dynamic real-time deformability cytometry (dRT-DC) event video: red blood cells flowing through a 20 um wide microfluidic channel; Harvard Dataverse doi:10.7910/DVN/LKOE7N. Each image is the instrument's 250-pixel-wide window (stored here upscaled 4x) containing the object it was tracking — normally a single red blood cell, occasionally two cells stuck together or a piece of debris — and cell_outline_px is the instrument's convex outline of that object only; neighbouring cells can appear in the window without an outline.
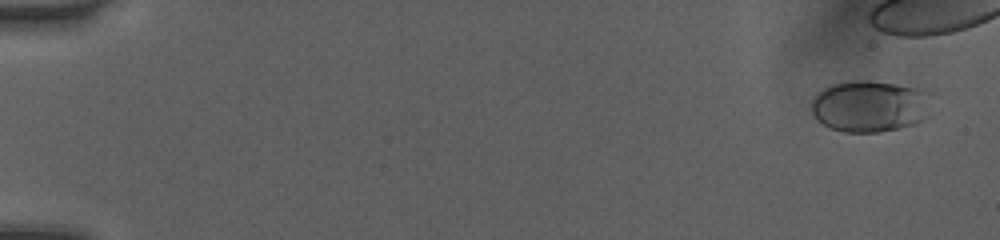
{"species": "human", "species_latin": "Homo sapiens", "temperature_condition": "room temperature", "stored_images_in_passage": 43, "camera_frame_rate_fps": 3000, "um_per_image_px": 0.085, "donor": {"sex": "female"}, "frame": {"image": 1, "passage_image": 3, "time_ms": 0.667, "image_size_px": [1000, 240], "cell_outline_px": [[932, 92], [928, 116], [924, 120], [916, 124], [900, 128], [880, 132], [844, 132], [828, 128], [816, 120], [812, 112], [812, 100], [824, 88], [832, 84], [848, 80], [864, 80], [928, 88]], "centroid_in_image_um": [74.01, 9.02], "position_along_channel_um": 11.0, "area_um2": 36.99}}
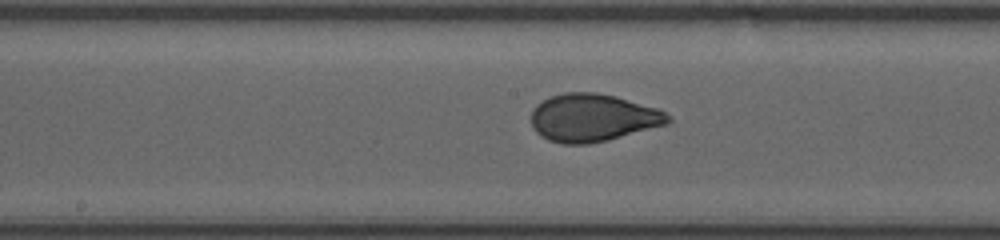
{"frame": {"image": 2, "passage_image": 29, "time_ms": 9.333, "image_size_px": [1000, 240], "cell_outline_px": [[672, 120], [668, 124], [608, 140], [588, 144], [560, 144], [548, 140], [540, 136], [532, 128], [532, 108], [536, 104], [552, 96], [564, 92], [596, 92], [616, 96], [660, 108], [672, 116]], "centroid_in_image_um": [50.42, 10.01], "position_along_channel_um": 197.8, "area_um2": 38.55}}
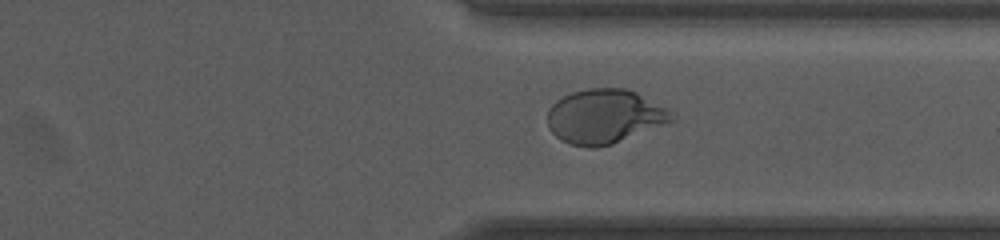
{"frame": {"image": 3, "passage_image": 41, "time_ms": 13.333, "image_size_px": [1000, 240], "cell_outline_px": [[676, 120], [668, 124], [612, 144], [596, 148], [588, 148], [572, 144], [556, 136], [548, 128], [548, 108], [556, 100], [572, 92], [588, 88], [624, 88], [636, 92], [672, 112]], "centroid_in_image_um": [51.4, 9.9], "position_along_channel_um": 360.0, "area_um2": 39.3}}